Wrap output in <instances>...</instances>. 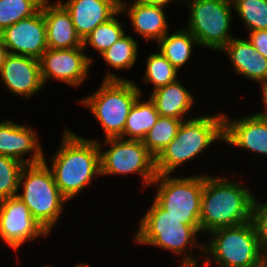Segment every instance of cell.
Wrapping results in <instances>:
<instances>
[{
  "instance_id": "36",
  "label": "cell",
  "mask_w": 267,
  "mask_h": 267,
  "mask_svg": "<svg viewBox=\"0 0 267 267\" xmlns=\"http://www.w3.org/2000/svg\"><path fill=\"white\" fill-rule=\"evenodd\" d=\"M7 54H8V52L5 48V46L0 41V69L2 67V64L4 63V59H5Z\"/></svg>"
},
{
  "instance_id": "6",
  "label": "cell",
  "mask_w": 267,
  "mask_h": 267,
  "mask_svg": "<svg viewBox=\"0 0 267 267\" xmlns=\"http://www.w3.org/2000/svg\"><path fill=\"white\" fill-rule=\"evenodd\" d=\"M20 187L23 188V193H18L17 197L25 203L34 219L50 234L64 209L63 205L68 200L56 185L46 159L41 163L23 166L19 176Z\"/></svg>"
},
{
  "instance_id": "30",
  "label": "cell",
  "mask_w": 267,
  "mask_h": 267,
  "mask_svg": "<svg viewBox=\"0 0 267 267\" xmlns=\"http://www.w3.org/2000/svg\"><path fill=\"white\" fill-rule=\"evenodd\" d=\"M23 166L24 164L16 159L0 155V200L17 196Z\"/></svg>"
},
{
  "instance_id": "33",
  "label": "cell",
  "mask_w": 267,
  "mask_h": 267,
  "mask_svg": "<svg viewBox=\"0 0 267 267\" xmlns=\"http://www.w3.org/2000/svg\"><path fill=\"white\" fill-rule=\"evenodd\" d=\"M261 88H262V96H263L262 100L265 106L264 107L265 110L262 112L254 113V114L267 120V81L261 82Z\"/></svg>"
},
{
  "instance_id": "29",
  "label": "cell",
  "mask_w": 267,
  "mask_h": 267,
  "mask_svg": "<svg viewBox=\"0 0 267 267\" xmlns=\"http://www.w3.org/2000/svg\"><path fill=\"white\" fill-rule=\"evenodd\" d=\"M248 31L267 30V0H232Z\"/></svg>"
},
{
  "instance_id": "17",
  "label": "cell",
  "mask_w": 267,
  "mask_h": 267,
  "mask_svg": "<svg viewBox=\"0 0 267 267\" xmlns=\"http://www.w3.org/2000/svg\"><path fill=\"white\" fill-rule=\"evenodd\" d=\"M70 13L77 35L83 41L98 25L111 19L120 5L114 0H58Z\"/></svg>"
},
{
  "instance_id": "38",
  "label": "cell",
  "mask_w": 267,
  "mask_h": 267,
  "mask_svg": "<svg viewBox=\"0 0 267 267\" xmlns=\"http://www.w3.org/2000/svg\"><path fill=\"white\" fill-rule=\"evenodd\" d=\"M76 267H89V266H88L87 264H85V263H84V264H81V263H80L79 265L77 264Z\"/></svg>"
},
{
  "instance_id": "20",
  "label": "cell",
  "mask_w": 267,
  "mask_h": 267,
  "mask_svg": "<svg viewBox=\"0 0 267 267\" xmlns=\"http://www.w3.org/2000/svg\"><path fill=\"white\" fill-rule=\"evenodd\" d=\"M228 54L235 73L259 82L267 81V58L249 40L233 37L221 50Z\"/></svg>"
},
{
  "instance_id": "13",
  "label": "cell",
  "mask_w": 267,
  "mask_h": 267,
  "mask_svg": "<svg viewBox=\"0 0 267 267\" xmlns=\"http://www.w3.org/2000/svg\"><path fill=\"white\" fill-rule=\"evenodd\" d=\"M0 41L9 54L40 59L48 49L42 9L33 16L5 28L0 32Z\"/></svg>"
},
{
  "instance_id": "35",
  "label": "cell",
  "mask_w": 267,
  "mask_h": 267,
  "mask_svg": "<svg viewBox=\"0 0 267 267\" xmlns=\"http://www.w3.org/2000/svg\"><path fill=\"white\" fill-rule=\"evenodd\" d=\"M136 1L143 3V4H147V5L165 7V6H168L167 4H169L170 1L172 0H136Z\"/></svg>"
},
{
  "instance_id": "34",
  "label": "cell",
  "mask_w": 267,
  "mask_h": 267,
  "mask_svg": "<svg viewBox=\"0 0 267 267\" xmlns=\"http://www.w3.org/2000/svg\"><path fill=\"white\" fill-rule=\"evenodd\" d=\"M259 267H267V244H260Z\"/></svg>"
},
{
  "instance_id": "37",
  "label": "cell",
  "mask_w": 267,
  "mask_h": 267,
  "mask_svg": "<svg viewBox=\"0 0 267 267\" xmlns=\"http://www.w3.org/2000/svg\"><path fill=\"white\" fill-rule=\"evenodd\" d=\"M181 267H198L197 265H193V264H184L181 263Z\"/></svg>"
},
{
  "instance_id": "18",
  "label": "cell",
  "mask_w": 267,
  "mask_h": 267,
  "mask_svg": "<svg viewBox=\"0 0 267 267\" xmlns=\"http://www.w3.org/2000/svg\"><path fill=\"white\" fill-rule=\"evenodd\" d=\"M46 23L47 46L52 49H70L83 46L77 35L70 13L57 0L43 2L41 6Z\"/></svg>"
},
{
  "instance_id": "23",
  "label": "cell",
  "mask_w": 267,
  "mask_h": 267,
  "mask_svg": "<svg viewBox=\"0 0 267 267\" xmlns=\"http://www.w3.org/2000/svg\"><path fill=\"white\" fill-rule=\"evenodd\" d=\"M157 43L160 45L159 51L177 70L189 61L193 45H198L196 38L187 29H179L170 35L167 33Z\"/></svg>"
},
{
  "instance_id": "4",
  "label": "cell",
  "mask_w": 267,
  "mask_h": 267,
  "mask_svg": "<svg viewBox=\"0 0 267 267\" xmlns=\"http://www.w3.org/2000/svg\"><path fill=\"white\" fill-rule=\"evenodd\" d=\"M139 225L134 241L142 245H154L177 255L184 253L185 257L181 263L198 265L192 250L193 247H198L204 251V246L196 244L197 234L201 233V225L184 224V220L169 215L154 200L140 219ZM187 245L190 246L189 255L186 252Z\"/></svg>"
},
{
  "instance_id": "39",
  "label": "cell",
  "mask_w": 267,
  "mask_h": 267,
  "mask_svg": "<svg viewBox=\"0 0 267 267\" xmlns=\"http://www.w3.org/2000/svg\"><path fill=\"white\" fill-rule=\"evenodd\" d=\"M115 2H117L119 5H121L123 3L122 0H114Z\"/></svg>"
},
{
  "instance_id": "27",
  "label": "cell",
  "mask_w": 267,
  "mask_h": 267,
  "mask_svg": "<svg viewBox=\"0 0 267 267\" xmlns=\"http://www.w3.org/2000/svg\"><path fill=\"white\" fill-rule=\"evenodd\" d=\"M144 82L152 83V91L175 82L178 70L159 51L147 57Z\"/></svg>"
},
{
  "instance_id": "12",
  "label": "cell",
  "mask_w": 267,
  "mask_h": 267,
  "mask_svg": "<svg viewBox=\"0 0 267 267\" xmlns=\"http://www.w3.org/2000/svg\"><path fill=\"white\" fill-rule=\"evenodd\" d=\"M48 235L17 196L0 200V238L10 248L17 251L27 240Z\"/></svg>"
},
{
  "instance_id": "31",
  "label": "cell",
  "mask_w": 267,
  "mask_h": 267,
  "mask_svg": "<svg viewBox=\"0 0 267 267\" xmlns=\"http://www.w3.org/2000/svg\"><path fill=\"white\" fill-rule=\"evenodd\" d=\"M252 222L255 226L260 244H267V203H259L254 197L252 207Z\"/></svg>"
},
{
  "instance_id": "14",
  "label": "cell",
  "mask_w": 267,
  "mask_h": 267,
  "mask_svg": "<svg viewBox=\"0 0 267 267\" xmlns=\"http://www.w3.org/2000/svg\"><path fill=\"white\" fill-rule=\"evenodd\" d=\"M0 80L9 92L25 99L31 98L45 86L39 59L9 53L0 69Z\"/></svg>"
},
{
  "instance_id": "1",
  "label": "cell",
  "mask_w": 267,
  "mask_h": 267,
  "mask_svg": "<svg viewBox=\"0 0 267 267\" xmlns=\"http://www.w3.org/2000/svg\"><path fill=\"white\" fill-rule=\"evenodd\" d=\"M60 148L51 158L50 170L62 195L69 201L100 176L98 140L86 139L64 129Z\"/></svg>"
},
{
  "instance_id": "19",
  "label": "cell",
  "mask_w": 267,
  "mask_h": 267,
  "mask_svg": "<svg viewBox=\"0 0 267 267\" xmlns=\"http://www.w3.org/2000/svg\"><path fill=\"white\" fill-rule=\"evenodd\" d=\"M128 6L125 2L120 5V10L129 16L133 30L144 38L149 40L159 41L169 30L167 17L165 15V7L147 5L136 0L130 2Z\"/></svg>"
},
{
  "instance_id": "26",
  "label": "cell",
  "mask_w": 267,
  "mask_h": 267,
  "mask_svg": "<svg viewBox=\"0 0 267 267\" xmlns=\"http://www.w3.org/2000/svg\"><path fill=\"white\" fill-rule=\"evenodd\" d=\"M122 11L119 10L111 19L98 25L84 40L83 47L91 46L98 50L101 55L104 51L111 47L121 36L125 34L123 25L116 19L118 14ZM116 16V17H115Z\"/></svg>"
},
{
  "instance_id": "25",
  "label": "cell",
  "mask_w": 267,
  "mask_h": 267,
  "mask_svg": "<svg viewBox=\"0 0 267 267\" xmlns=\"http://www.w3.org/2000/svg\"><path fill=\"white\" fill-rule=\"evenodd\" d=\"M138 44L126 33L111 45L101 56L114 69H129L137 61Z\"/></svg>"
},
{
  "instance_id": "9",
  "label": "cell",
  "mask_w": 267,
  "mask_h": 267,
  "mask_svg": "<svg viewBox=\"0 0 267 267\" xmlns=\"http://www.w3.org/2000/svg\"><path fill=\"white\" fill-rule=\"evenodd\" d=\"M189 22L186 29L196 38L198 45L220 51L233 38L232 0H185ZM232 6V7H231Z\"/></svg>"
},
{
  "instance_id": "21",
  "label": "cell",
  "mask_w": 267,
  "mask_h": 267,
  "mask_svg": "<svg viewBox=\"0 0 267 267\" xmlns=\"http://www.w3.org/2000/svg\"><path fill=\"white\" fill-rule=\"evenodd\" d=\"M149 98L155 103L160 116L173 117L185 121L186 113L194 106V96L176 80L151 91ZM185 118V119H184Z\"/></svg>"
},
{
  "instance_id": "24",
  "label": "cell",
  "mask_w": 267,
  "mask_h": 267,
  "mask_svg": "<svg viewBox=\"0 0 267 267\" xmlns=\"http://www.w3.org/2000/svg\"><path fill=\"white\" fill-rule=\"evenodd\" d=\"M183 120L159 116L143 140L144 146L156 158L175 138Z\"/></svg>"
},
{
  "instance_id": "8",
  "label": "cell",
  "mask_w": 267,
  "mask_h": 267,
  "mask_svg": "<svg viewBox=\"0 0 267 267\" xmlns=\"http://www.w3.org/2000/svg\"><path fill=\"white\" fill-rule=\"evenodd\" d=\"M157 185L154 201L169 215L184 220L186 225H201L202 192L204 175L170 177V174H157L152 182Z\"/></svg>"
},
{
  "instance_id": "10",
  "label": "cell",
  "mask_w": 267,
  "mask_h": 267,
  "mask_svg": "<svg viewBox=\"0 0 267 267\" xmlns=\"http://www.w3.org/2000/svg\"><path fill=\"white\" fill-rule=\"evenodd\" d=\"M104 142V145H109V149L102 151L103 143L98 141L101 175L136 173L141 176L145 187L152 185L157 175L155 157L144 146L143 141L114 137L107 138Z\"/></svg>"
},
{
  "instance_id": "32",
  "label": "cell",
  "mask_w": 267,
  "mask_h": 267,
  "mask_svg": "<svg viewBox=\"0 0 267 267\" xmlns=\"http://www.w3.org/2000/svg\"><path fill=\"white\" fill-rule=\"evenodd\" d=\"M249 41L254 48L267 58V30H253L249 32Z\"/></svg>"
},
{
  "instance_id": "16",
  "label": "cell",
  "mask_w": 267,
  "mask_h": 267,
  "mask_svg": "<svg viewBox=\"0 0 267 267\" xmlns=\"http://www.w3.org/2000/svg\"><path fill=\"white\" fill-rule=\"evenodd\" d=\"M224 141L267 156V120L254 113L234 120L224 113Z\"/></svg>"
},
{
  "instance_id": "5",
  "label": "cell",
  "mask_w": 267,
  "mask_h": 267,
  "mask_svg": "<svg viewBox=\"0 0 267 267\" xmlns=\"http://www.w3.org/2000/svg\"><path fill=\"white\" fill-rule=\"evenodd\" d=\"M139 96L142 91L135 82L120 78L109 69L99 89L80 103L101 123L107 139L123 134L129 111Z\"/></svg>"
},
{
  "instance_id": "15",
  "label": "cell",
  "mask_w": 267,
  "mask_h": 267,
  "mask_svg": "<svg viewBox=\"0 0 267 267\" xmlns=\"http://www.w3.org/2000/svg\"><path fill=\"white\" fill-rule=\"evenodd\" d=\"M31 126H21L12 120L0 122V155L11 157L23 163L36 164L44 161V152ZM30 154L28 159L23 155Z\"/></svg>"
},
{
  "instance_id": "22",
  "label": "cell",
  "mask_w": 267,
  "mask_h": 267,
  "mask_svg": "<svg viewBox=\"0 0 267 267\" xmlns=\"http://www.w3.org/2000/svg\"><path fill=\"white\" fill-rule=\"evenodd\" d=\"M141 98L139 96L131 107L121 138L143 141L147 133L156 124L160 115L155 103L150 98L143 102L140 100Z\"/></svg>"
},
{
  "instance_id": "11",
  "label": "cell",
  "mask_w": 267,
  "mask_h": 267,
  "mask_svg": "<svg viewBox=\"0 0 267 267\" xmlns=\"http://www.w3.org/2000/svg\"><path fill=\"white\" fill-rule=\"evenodd\" d=\"M84 47L70 49L48 48L39 59L43 84L56 79L72 87H79L89 76L92 58Z\"/></svg>"
},
{
  "instance_id": "7",
  "label": "cell",
  "mask_w": 267,
  "mask_h": 267,
  "mask_svg": "<svg viewBox=\"0 0 267 267\" xmlns=\"http://www.w3.org/2000/svg\"><path fill=\"white\" fill-rule=\"evenodd\" d=\"M209 243L204 246L203 267L215 260L220 267H259L260 243L251 221L232 227H223L209 232ZM212 259V260H211Z\"/></svg>"
},
{
  "instance_id": "28",
  "label": "cell",
  "mask_w": 267,
  "mask_h": 267,
  "mask_svg": "<svg viewBox=\"0 0 267 267\" xmlns=\"http://www.w3.org/2000/svg\"><path fill=\"white\" fill-rule=\"evenodd\" d=\"M44 0H0V32L36 14Z\"/></svg>"
},
{
  "instance_id": "2",
  "label": "cell",
  "mask_w": 267,
  "mask_h": 267,
  "mask_svg": "<svg viewBox=\"0 0 267 267\" xmlns=\"http://www.w3.org/2000/svg\"><path fill=\"white\" fill-rule=\"evenodd\" d=\"M254 195L240 183L205 174L201 204V233L237 226L252 219Z\"/></svg>"
},
{
  "instance_id": "3",
  "label": "cell",
  "mask_w": 267,
  "mask_h": 267,
  "mask_svg": "<svg viewBox=\"0 0 267 267\" xmlns=\"http://www.w3.org/2000/svg\"><path fill=\"white\" fill-rule=\"evenodd\" d=\"M219 140L224 141V113L187 118L173 141L155 158L156 173H173Z\"/></svg>"
}]
</instances>
